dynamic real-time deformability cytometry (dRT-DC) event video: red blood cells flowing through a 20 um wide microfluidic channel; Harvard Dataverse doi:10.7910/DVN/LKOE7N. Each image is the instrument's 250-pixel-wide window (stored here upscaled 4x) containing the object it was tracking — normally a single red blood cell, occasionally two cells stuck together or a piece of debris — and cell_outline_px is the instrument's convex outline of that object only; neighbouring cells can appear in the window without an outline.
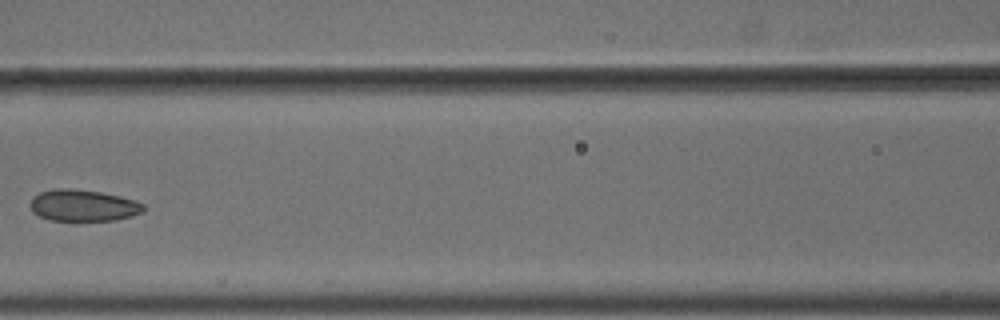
{"species": "common noctule bat (a hibernating species)", "species_latin": "Nyctalus noctula", "temperature_condition": "cold", "stored_images_in_passage": 6, "camera_frame_rate_fps": 3000, "um_per_image_px": 0.085, "animal": {"sex": "male", "body_mass_g": 18.8}, "frame": {"image": 1, "passage_image": 5, "time_ms": 1.333, "image_size_px": [1000, 320], "cell_outline_px": [[144, 208], [140, 212], [132, 216], [112, 220], [48, 220], [32, 212], [28, 204], [32, 196], [40, 192], [56, 188], [72, 188], [100, 192], [120, 196], [136, 200], [144, 204]], "centroid_in_image_um": [7.01, 17.45], "position_along_channel_um": 159.6, "area_um2": 20.92}}
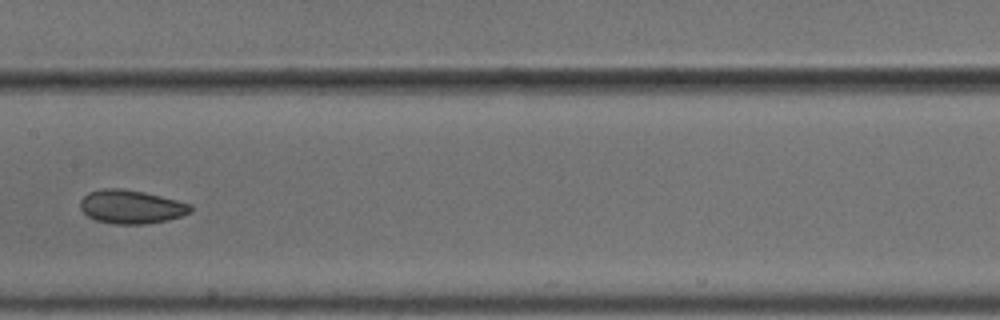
{"frame": {"image": 2, "passage_image": 6, "time_ms": 1.667, "image_size_px": [1000, 320], "cell_outline_px": [[192, 212], [168, 220], [144, 224], [112, 224], [96, 220], [88, 216], [80, 208], [80, 200], [88, 192], [100, 188], [120, 188], [144, 192], [192, 204]], "centroid_in_image_um": [11.14, 17.57], "position_along_channel_um": 196.3, "area_um2": 21.68}}